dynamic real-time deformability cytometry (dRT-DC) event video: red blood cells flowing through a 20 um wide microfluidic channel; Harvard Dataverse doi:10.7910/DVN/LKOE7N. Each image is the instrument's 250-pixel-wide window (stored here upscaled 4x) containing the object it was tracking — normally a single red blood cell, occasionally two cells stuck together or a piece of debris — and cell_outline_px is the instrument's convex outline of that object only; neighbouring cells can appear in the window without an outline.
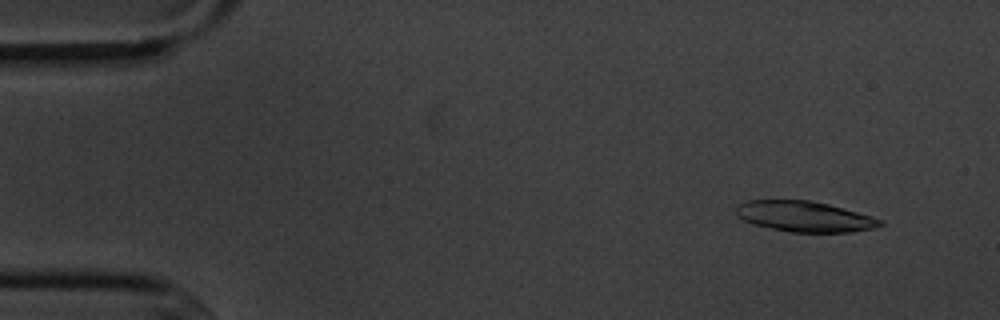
{"species": "common noctule bat (a hibernating species)", "species_latin": "Nyctalus noctula", "temperature_condition": "cold", "stored_images_in_passage": 4, "camera_frame_rate_fps": 3000, "um_per_image_px": 0.085, "animal": {"sex": "male", "body_mass_g": 20.1, "forearm_length_mm": 53.5}, "frame": {"image": 1, "passage_image": 1, "time_ms": 0.0, "image_size_px": [1000, 320], "cell_outline_px": [[884, 224], [872, 228], [848, 232], [792, 232], [752, 224], [736, 216], [736, 204], [748, 200], [808, 200], [828, 204], [872, 216], [884, 220]], "centroid_in_image_um": [68.36, 18.39], "position_along_channel_um": 16.6, "area_um2": 25.61}}